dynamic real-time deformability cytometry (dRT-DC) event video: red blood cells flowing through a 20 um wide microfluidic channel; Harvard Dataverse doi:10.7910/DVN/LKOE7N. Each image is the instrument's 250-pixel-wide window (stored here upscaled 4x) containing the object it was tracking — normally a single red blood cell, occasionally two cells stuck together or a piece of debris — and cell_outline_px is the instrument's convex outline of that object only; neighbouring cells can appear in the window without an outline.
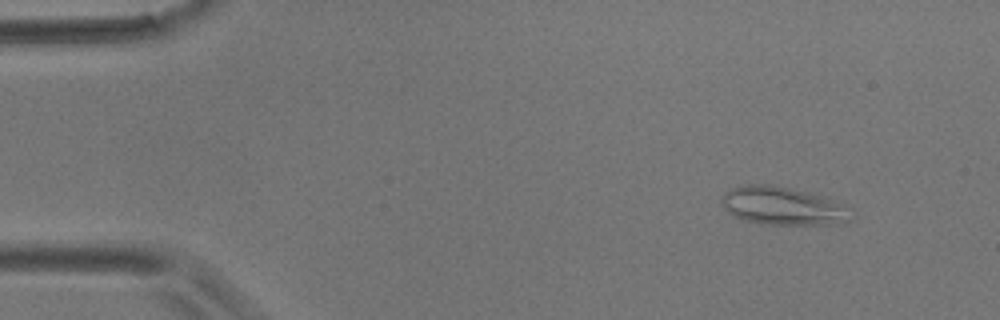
{"species": "common noctule bat (a hibernating species)", "species_latin": "Nyctalus noctula", "temperature_condition": "room temperature", "stored_images_in_passage": 5, "camera_frame_rate_fps": 3000, "um_per_image_px": 0.085, "animal": {"sex": "male", "body_mass_g": 17.9}, "frame": {"image": 1, "passage_image": 2, "time_ms": 1.0, "image_size_px": [1000, 320], "cell_outline_px": [[852, 220], [844, 224], [764, 224], [740, 220], [732, 216], [720, 204], [720, 200], [724, 192], [732, 188], [748, 184], [768, 184], [788, 188], [824, 196], [848, 208]], "centroid_in_image_um": [66.48, 17.52], "position_along_channel_um": 18.5, "area_um2": 28.84}}